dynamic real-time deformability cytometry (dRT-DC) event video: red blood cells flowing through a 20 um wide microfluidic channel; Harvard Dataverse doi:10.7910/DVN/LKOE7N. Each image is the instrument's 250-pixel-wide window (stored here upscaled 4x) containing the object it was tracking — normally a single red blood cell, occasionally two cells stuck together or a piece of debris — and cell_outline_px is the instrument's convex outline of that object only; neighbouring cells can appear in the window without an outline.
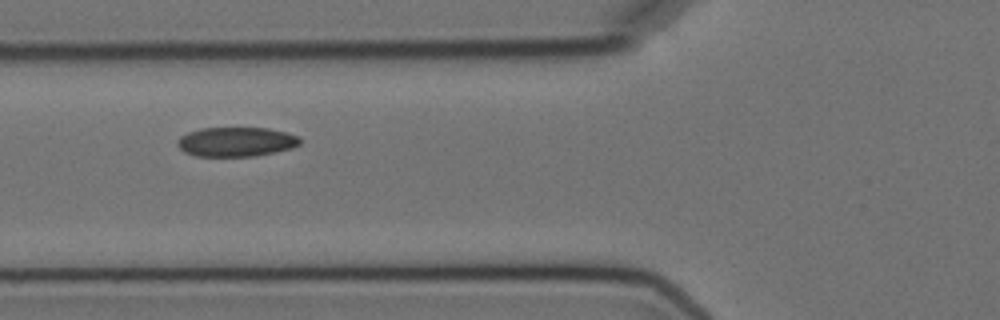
{"species": "Egyptian fruit bat (a non-hibernating species)", "species_latin": "Rousettus aegyptiacus", "temperature_condition": "cold", "stored_images_in_passage": 6, "segment_of_instrument_passage": [1, 2], "camera_frame_rate_fps": 3000, "um_per_image_px": 0.085, "animal": {"sex": "female"}, "frame": {"image": 1, "passage_image": 3, "time_ms": 2.333, "image_size_px": [1000, 320], "cell_outline_px": [[300, 144], [292, 148], [256, 156], [196, 156], [184, 152], [176, 144], [176, 140], [180, 136], [188, 132], [200, 128], [268, 128], [300, 136]], "centroid_in_image_um": [20.05, 12.05], "position_along_channel_um": 105.8, "area_um2": 21.1}}
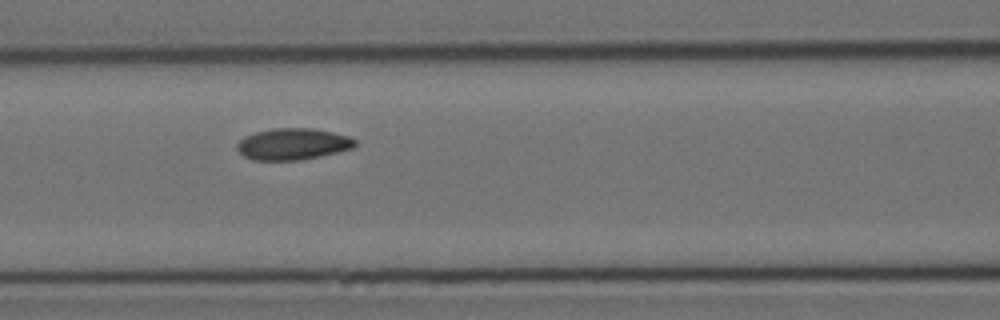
{"frame": {"image": 2, "passage_image": 4, "time_ms": 3.333, "image_size_px": [1000, 320], "cell_outline_px": [[356, 144], [352, 148], [320, 156], [300, 160], [252, 160], [244, 156], [236, 148], [236, 144], [244, 136], [256, 132], [272, 128], [312, 128], [332, 132], [348, 136], [356, 140]], "centroid_in_image_um": [24.86, 12.24], "position_along_channel_um": 141.7, "area_um2": 21.62}}
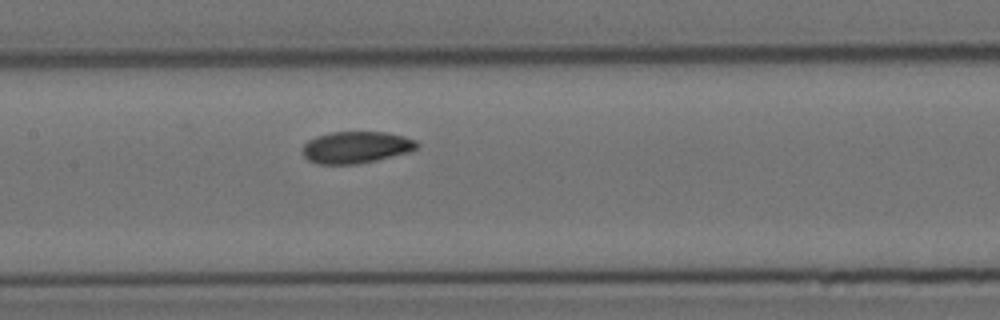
{"frame": {"image": 3, "passage_image": 5, "time_ms": 4.333, "image_size_px": [1000, 320], "cell_outline_px": [[420, 144], [416, 148], [408, 152], [376, 160], [356, 164], [316, 164], [308, 160], [304, 156], [304, 144], [308, 140], [316, 136], [332, 132], [388, 132], [404, 136], [416, 140]], "centroid_in_image_um": [30.27, 12.51], "position_along_channel_um": 177.1, "area_um2": 21.15}}